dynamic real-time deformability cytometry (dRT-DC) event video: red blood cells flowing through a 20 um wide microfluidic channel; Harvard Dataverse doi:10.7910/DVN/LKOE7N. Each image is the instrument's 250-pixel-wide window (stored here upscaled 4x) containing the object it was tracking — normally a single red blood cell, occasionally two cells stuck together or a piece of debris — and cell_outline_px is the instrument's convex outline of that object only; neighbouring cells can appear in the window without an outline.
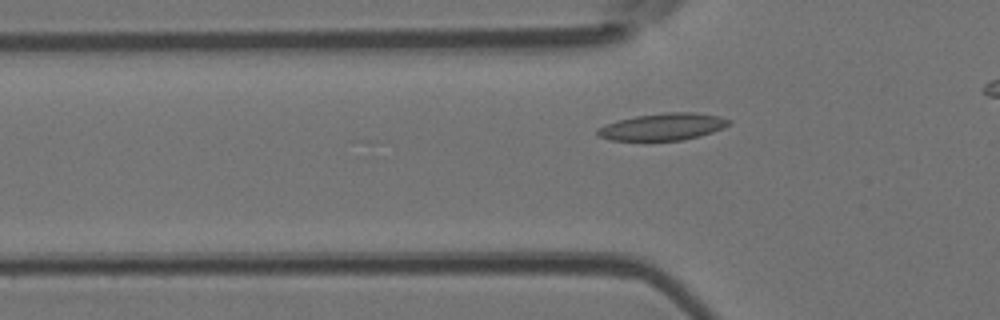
{"species": "Egyptian fruit bat (a non-hibernating species)", "species_latin": "Rousettus aegyptiacus", "temperature_condition": "room temperature", "stored_images_in_passage": 32, "camera_frame_rate_fps": 3000, "um_per_image_px": 0.085, "animal": {"sex": "female"}, "frame": {"image": 1, "passage_image": 6, "time_ms": 1.667, "image_size_px": [1000, 320], "cell_outline_px": [[732, 124], [724, 128], [700, 136], [684, 140], [608, 140], [596, 136], [596, 128], [604, 124], [636, 116], [664, 112], [696, 112], [720, 116], [732, 120]], "centroid_in_image_um": [56.36, 10.77], "position_along_channel_um": 69.4, "area_um2": 20.98}}
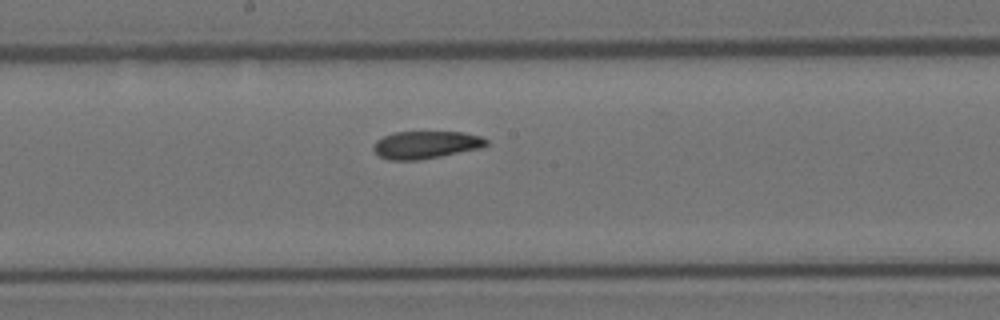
{"frame": {"image": 2, "passage_image": 17, "time_ms": 5.333, "image_size_px": [1000, 320], "cell_outline_px": [[488, 144], [480, 148], [420, 160], [388, 160], [380, 156], [372, 148], [372, 144], [376, 140], [384, 136], [396, 132], [464, 132], [480, 136], [488, 140]], "centroid_in_image_um": [36.18, 12.31], "position_along_channel_um": 212.0, "area_um2": 18.09}}
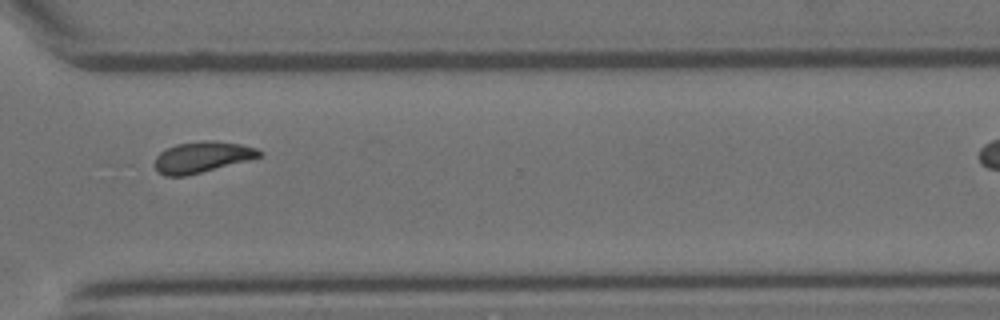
{"frame": {"image": 3, "passage_image": 28, "time_ms": 9.0, "image_size_px": [1000, 320], "cell_outline_px": [[264, 156], [184, 176], [164, 176], [156, 168], [156, 156], [160, 152], [176, 144], [204, 140], [216, 140], [240, 144], [256, 148], [264, 152]], "centroid_in_image_um": [17.22, 13.33], "position_along_channel_um": 353.4, "area_um2": 18.73}}